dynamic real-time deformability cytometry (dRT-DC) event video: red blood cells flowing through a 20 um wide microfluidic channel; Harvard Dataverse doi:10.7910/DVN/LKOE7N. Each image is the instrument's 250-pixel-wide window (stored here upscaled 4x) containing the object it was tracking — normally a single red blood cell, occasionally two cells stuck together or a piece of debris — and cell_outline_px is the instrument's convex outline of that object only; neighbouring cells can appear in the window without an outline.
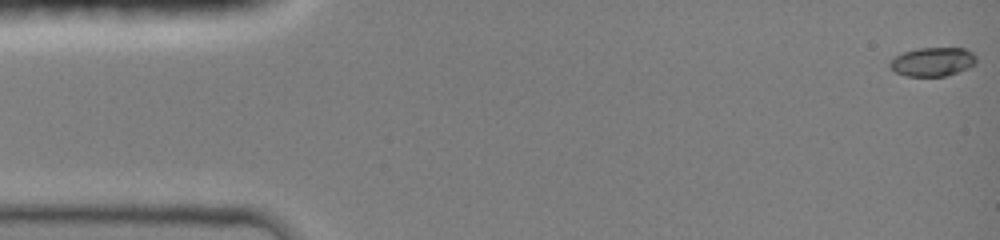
{"species": "common noctule bat (a hibernating species)", "species_latin": "Nyctalus noctula", "temperature_condition": "room temperature", "stored_images_in_passage": 32, "camera_frame_rate_fps": 3000, "um_per_image_px": 0.085, "animal": {"sex": "female", "body_mass_g": 19.0, "forearm_length_mm": 51.5}, "frame": {"image": 1, "passage_image": 1, "time_ms": 0.0, "image_size_px": [1000, 240], "cell_outline_px": [[976, 64], [968, 68], [944, 76], [904, 76], [896, 72], [888, 64], [888, 60], [904, 52], [920, 48], [964, 48], [972, 52], [976, 56]], "centroid_in_image_um": [79.27, 5.25], "position_along_channel_um": 5.7, "area_um2": 14.51}}
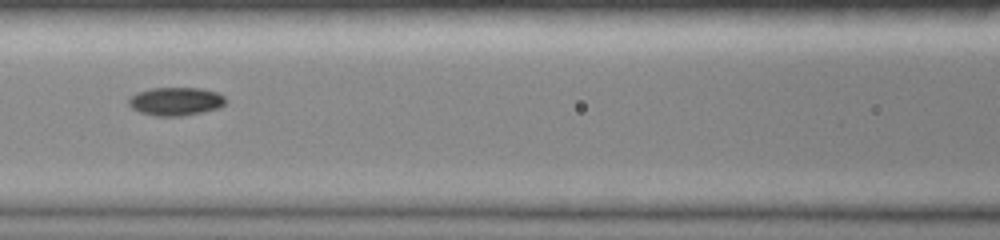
{"frame": {"image": 2, "passage_image": 14, "time_ms": 6.667, "image_size_px": [1000, 240], "cell_outline_px": [[224, 104], [220, 108], [180, 116], [156, 116], [140, 112], [132, 108], [128, 104], [128, 100], [136, 92], [152, 88], [200, 88], [216, 92], [224, 96]], "centroid_in_image_um": [14.91, 8.61], "position_along_channel_um": 151.7, "area_um2": 15.84}}
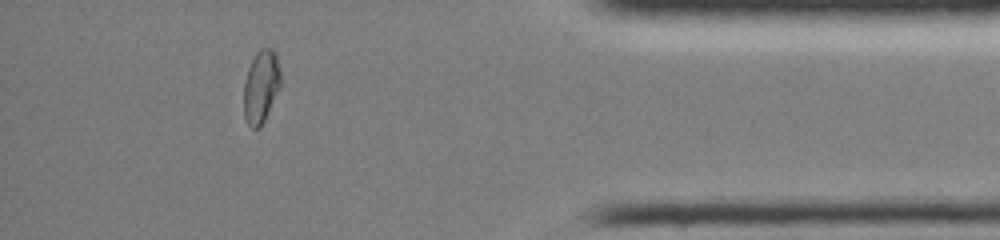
{"frame": {"image": 3, "passage_image": 28, "time_ms": 13.667, "image_size_px": [1000, 240], "cell_outline_px": [[280, 88], [260, 128], [252, 128], [248, 124], [244, 116], [244, 80], [248, 68], [256, 52], [260, 48], [272, 48], [276, 52], [280, 68]], "centroid_in_image_um": [22.19, 7.33], "position_along_channel_um": 413.0, "area_um2": 15.72}, "authors_computed_cell_mechanics": {"area_um2": 15.5482, "velocity_mm_per_s": 4.1208, "shape_relaxation_time_tau1_ms": null, "shape_relaxation_time_tau2_ms": 1.8748, "deformation_change_tau1": null, "deformation_change_tau2": 0.0358}}